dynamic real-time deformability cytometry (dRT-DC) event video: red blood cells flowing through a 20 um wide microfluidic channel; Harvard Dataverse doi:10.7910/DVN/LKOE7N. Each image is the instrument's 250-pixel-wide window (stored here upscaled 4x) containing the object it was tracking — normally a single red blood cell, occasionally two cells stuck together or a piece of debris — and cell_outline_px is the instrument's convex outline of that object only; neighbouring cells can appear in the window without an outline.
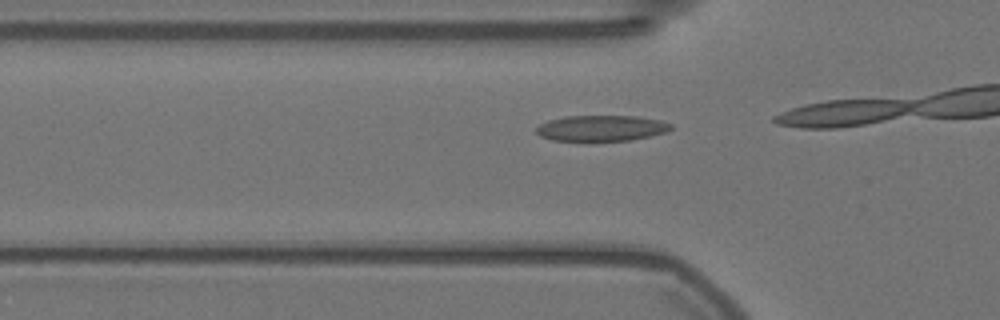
{"species": "Egyptian fruit bat (a non-hibernating species)", "species_latin": "Rousettus aegyptiacus", "temperature_condition": "warm", "stored_images_in_passage": 8, "camera_frame_rate_fps": 3000, "um_per_image_px": 0.085, "animal": {"sex": "female"}, "frame": {"image": 1, "passage_image": 6, "time_ms": 1.667, "image_size_px": [1000, 320], "cell_outline_px": [[672, 128], [664, 132], [648, 136], [628, 140], [552, 140], [540, 136], [536, 132], [536, 128], [540, 124], [548, 120], [564, 116], [636, 116], [660, 120], [672, 124]], "centroid_in_image_um": [51.08, 10.88], "position_along_channel_um": 74.7, "area_um2": 19.94}}